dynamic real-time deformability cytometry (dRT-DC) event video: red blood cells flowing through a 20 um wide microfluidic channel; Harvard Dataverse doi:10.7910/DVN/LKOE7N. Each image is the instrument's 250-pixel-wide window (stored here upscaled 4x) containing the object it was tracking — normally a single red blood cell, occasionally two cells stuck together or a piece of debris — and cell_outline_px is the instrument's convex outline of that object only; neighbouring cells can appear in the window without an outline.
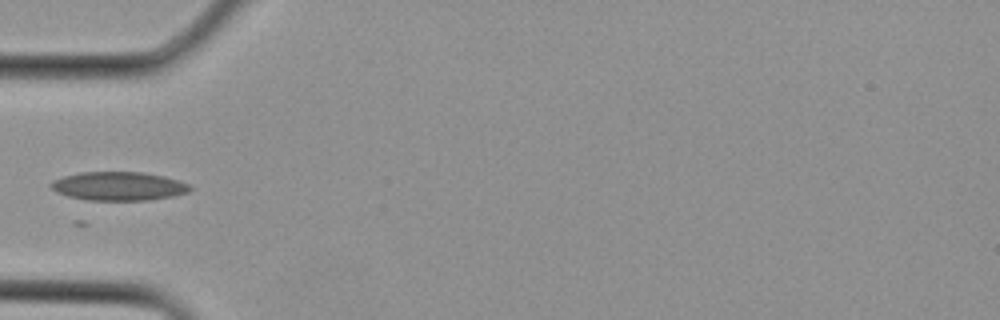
{"species": "Egyptian fruit bat (a non-hibernating species)", "species_latin": "Rousettus aegyptiacus", "temperature_condition": "cold", "stored_images_in_passage": 4, "camera_frame_rate_fps": 3000, "um_per_image_px": 0.085, "animal": {"sex": "female"}, "frame": {"image": 1, "passage_image": 1, "time_ms": 0.0, "image_size_px": [1000, 320], "cell_outline_px": [[192, 188], [188, 192], [172, 196], [148, 200], [88, 200], [68, 196], [56, 192], [48, 184], [52, 180], [64, 176], [80, 172], [144, 172], [164, 176], [192, 184]], "centroid_in_image_um": [10.09, 15.81], "position_along_channel_um": 74.9, "area_um2": 23.35}}
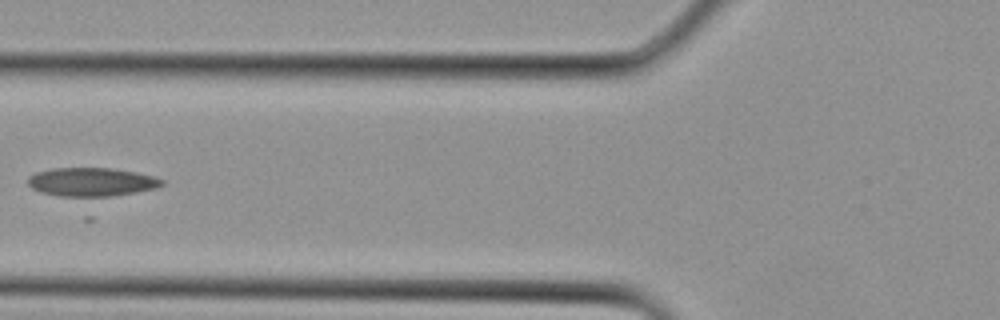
{"frame": {"image": 2, "passage_image": 3, "time_ms": 0.667, "image_size_px": [1000, 320], "cell_outline_px": [[164, 184], [156, 188], [136, 192], [92, 200], [84, 200], [60, 196], [40, 192], [32, 188], [28, 184], [28, 176], [36, 172], [52, 168], [112, 168], [136, 172], [152, 176], [164, 180]], "centroid_in_image_um": [7.76, 15.51], "position_along_channel_um": 118.0, "area_um2": 23.24}}